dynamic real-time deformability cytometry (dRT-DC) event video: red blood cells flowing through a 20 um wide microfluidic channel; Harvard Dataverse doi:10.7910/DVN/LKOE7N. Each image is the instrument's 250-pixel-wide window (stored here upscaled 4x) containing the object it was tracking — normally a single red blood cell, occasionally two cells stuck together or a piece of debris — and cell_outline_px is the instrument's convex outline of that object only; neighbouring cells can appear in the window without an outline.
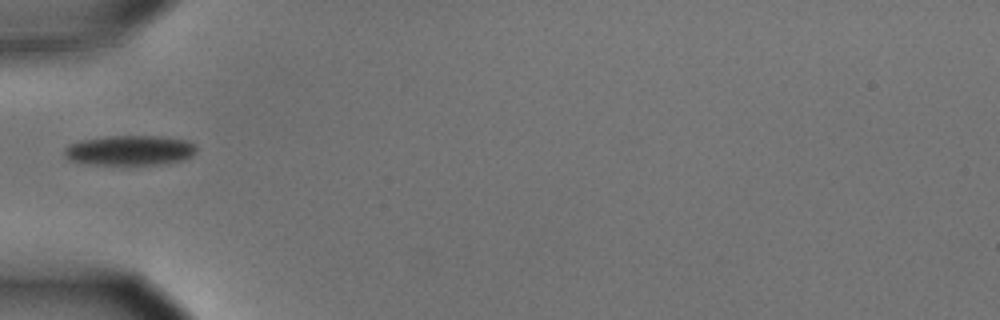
{"species": "common noctule bat (a hibernating species)", "species_latin": "Nyctalus noctula", "temperature_condition": "cold", "stored_images_in_passage": 1, "camera_frame_rate_fps": 3000, "um_per_image_px": 0.085, "animal": {"sex": "male", "body_mass_g": 15.6}, "frame": {"image": 1, "passage_image": 1, "time_ms": 0.0, "image_size_px": [1000, 320], "cell_outline_px": [[196, 152], [192, 156], [168, 164], [92, 164], [68, 160], [64, 156], [64, 148], [68, 144], [84, 140], [104, 136], [160, 136], [188, 140], [196, 144]], "centroid_in_image_um": [11.05, 12.77], "position_along_channel_um": 73.9, "area_um2": 23.18}}